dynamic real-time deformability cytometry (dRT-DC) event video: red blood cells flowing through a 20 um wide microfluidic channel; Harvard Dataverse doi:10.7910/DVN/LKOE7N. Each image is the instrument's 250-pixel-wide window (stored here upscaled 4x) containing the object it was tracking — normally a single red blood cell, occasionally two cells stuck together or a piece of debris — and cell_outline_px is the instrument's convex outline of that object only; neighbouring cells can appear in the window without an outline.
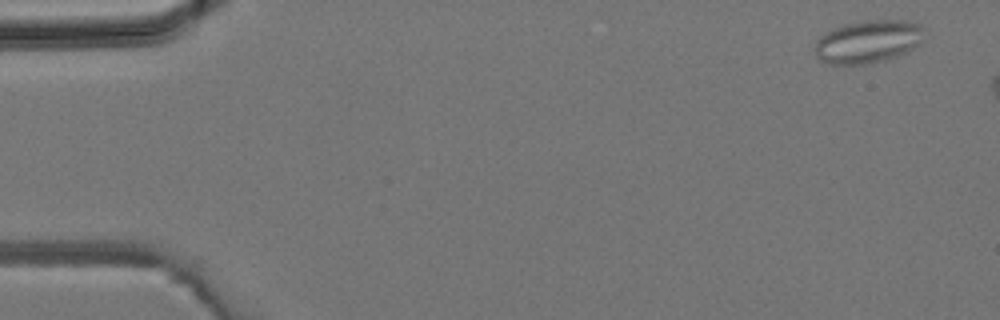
{"species": "common noctule bat (a hibernating species)", "species_latin": "Nyctalus noctula", "temperature_condition": "room temperature", "stored_images_in_passage": 7, "camera_frame_rate_fps": 3000, "um_per_image_px": 0.085, "animal": {"sex": "male", "body_mass_g": 19.2, "forearm_length_mm": 51.8}, "frame": {"image": 1, "passage_image": 2, "time_ms": 0.333, "image_size_px": [1000, 320], "cell_outline_px": [[924, 40], [920, 44], [896, 56], [884, 60], [864, 64], [828, 64], [820, 60], [816, 56], [816, 40], [820, 36], [832, 28], [844, 24], [864, 20], [904, 20], [920, 24], [924, 28]], "centroid_in_image_um": [73.79, 3.52], "position_along_channel_um": 11.2, "area_um2": 27.4}}